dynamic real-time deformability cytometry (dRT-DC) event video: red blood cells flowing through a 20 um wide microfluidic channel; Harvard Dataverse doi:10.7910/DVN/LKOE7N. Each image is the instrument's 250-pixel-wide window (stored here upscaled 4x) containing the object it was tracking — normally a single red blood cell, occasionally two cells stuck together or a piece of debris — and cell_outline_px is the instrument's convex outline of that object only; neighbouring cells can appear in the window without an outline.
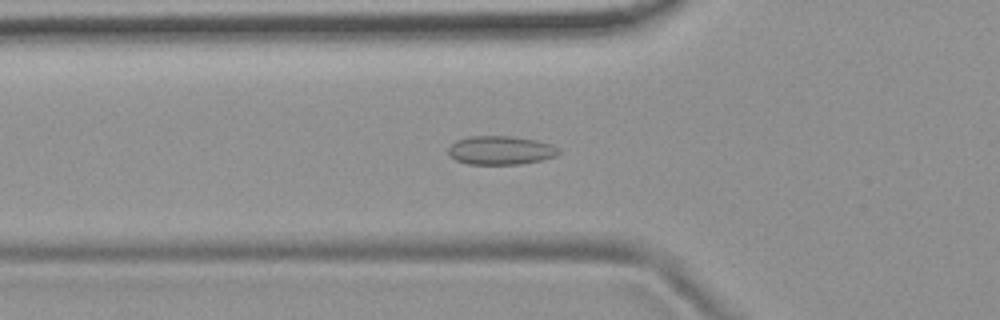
{"species": "common noctule bat (a hibernating species)", "species_latin": "Nyctalus noctula", "temperature_condition": "room temperature", "stored_images_in_passage": 39, "camera_frame_rate_fps": 3000, "um_per_image_px": 0.085, "animal": {"sex": "female", "body_mass_g": 19.9}, "frame": {"image": 1, "passage_image": 4, "time_ms": 1.0, "image_size_px": [1000, 320], "cell_outline_px": [[560, 152], [556, 156], [540, 160], [520, 164], [468, 164], [456, 160], [448, 152], [448, 148], [456, 140], [472, 136], [508, 136], [536, 140], [548, 144], [556, 148]], "centroid_in_image_um": [42.52, 12.78], "position_along_channel_um": 83.3, "area_um2": 18.15}}
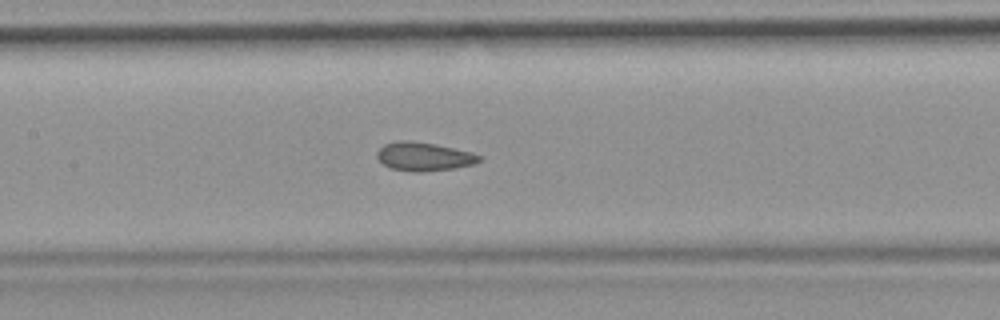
{"frame": {"image": 2, "passage_image": 11, "time_ms": 3.333, "image_size_px": [1000, 320], "cell_outline_px": [[484, 156], [480, 160], [472, 164], [456, 168], [424, 172], [416, 172], [392, 168], [384, 164], [376, 156], [376, 152], [384, 144], [396, 140], [408, 140], [436, 144], [472, 152]], "centroid_in_image_um": [36.04, 13.29], "position_along_channel_um": 171.4, "area_um2": 17.11}}
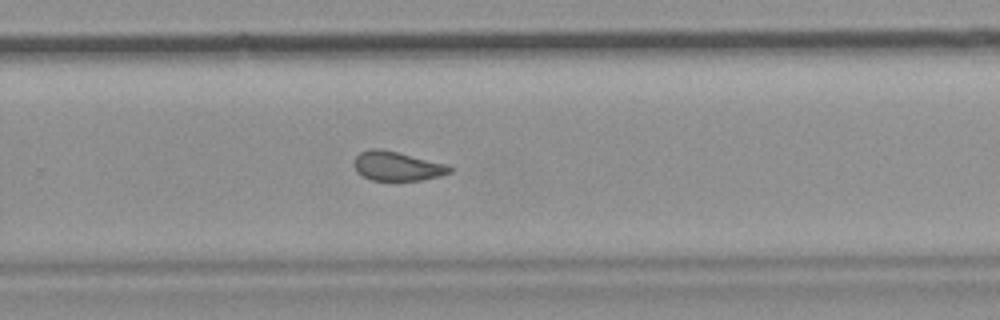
{"frame": {"image": 3, "passage_image": 21, "time_ms": 6.667, "image_size_px": [1000, 320], "cell_outline_px": [[452, 172], [440, 176], [420, 180], [372, 180], [356, 172], [356, 156], [360, 152], [372, 148], [380, 148], [448, 164], [452, 168]], "centroid_in_image_um": [33.79, 14.12], "position_along_channel_um": 296.0, "area_um2": 16.13}, "authors_computed_cell_mechanics": {"area_um2": 17.051, "velocity_mm_per_s": 3.7606, "shape_relaxation_time_tau1_ms": null, "shape_relaxation_time_tau2_ms": 2.1281, "deformation_change_tau1": null, "deformation_change_tau2": 0.0661}}